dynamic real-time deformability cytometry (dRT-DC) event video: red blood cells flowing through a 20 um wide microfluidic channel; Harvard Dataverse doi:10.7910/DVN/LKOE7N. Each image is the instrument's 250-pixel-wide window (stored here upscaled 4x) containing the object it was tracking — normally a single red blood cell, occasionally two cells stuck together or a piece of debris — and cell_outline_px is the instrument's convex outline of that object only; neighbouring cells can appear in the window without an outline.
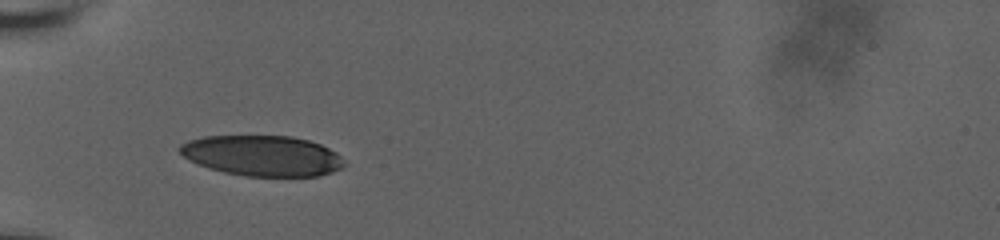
{"species": "human", "species_latin": "Homo sapiens", "temperature_condition": "room temperature", "stored_images_in_passage": 32, "camera_frame_rate_fps": 3000, "um_per_image_px": 0.085, "donor": {"sex": "male"}, "frame": {"image": 1, "passage_image": 1, "time_ms": 0.0, "image_size_px": [1000, 240], "cell_outline_px": [[348, 164], [332, 172], [320, 176], [244, 176], [224, 172], [208, 168], [184, 156], [176, 148], [180, 144], [188, 140], [204, 136], [292, 136], [308, 140], [320, 144], [336, 152]], "centroid_in_image_um": [22.31, 13.23], "position_along_channel_um": 62.7, "area_um2": 38.9}}
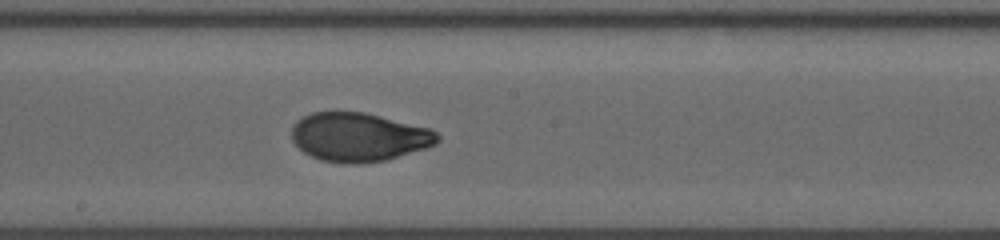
{"frame": {"image": 2, "passage_image": 14, "time_ms": 4.333, "image_size_px": [1000, 240], "cell_outline_px": [[440, 140], [436, 144], [388, 160], [360, 164], [348, 164], [320, 160], [304, 152], [292, 140], [292, 128], [296, 120], [312, 112], [364, 112], [432, 128], [440, 136]], "centroid_in_image_um": [30.52, 11.65], "position_along_channel_um": 217.7, "area_um2": 41.62}}
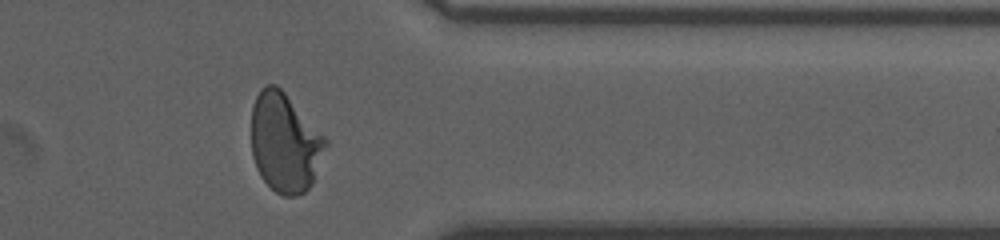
{"frame": {"image": 3, "passage_image": 28, "time_ms": 9.0, "image_size_px": [1000, 240], "cell_outline_px": [[328, 144], [312, 184], [304, 192], [296, 196], [284, 196], [276, 192], [260, 176], [256, 168], [252, 156], [252, 104], [260, 88], [268, 84], [276, 84], [284, 92], [328, 140]], "centroid_in_image_um": [24.2, 12.13], "position_along_channel_um": 387.2, "area_um2": 42.83}, "authors_computed_cell_mechanics": {"area_um2": 41.6449, "velocity_mm_per_s": 3.7806, "shape_relaxation_time_tau1_ms": 4.7864, "shape_relaxation_time_tau2_ms": null, "deformation_change_tau1": 0.1985, "deformation_change_tau2": null}}